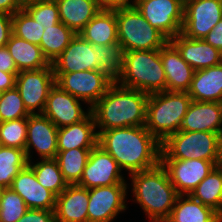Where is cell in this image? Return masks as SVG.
<instances>
[{
	"instance_id": "e575fe53",
	"label": "cell",
	"mask_w": 222,
	"mask_h": 222,
	"mask_svg": "<svg viewBox=\"0 0 222 222\" xmlns=\"http://www.w3.org/2000/svg\"><path fill=\"white\" fill-rule=\"evenodd\" d=\"M44 27L23 8L12 15V34L40 46Z\"/></svg>"
},
{
	"instance_id": "f1b7e54d",
	"label": "cell",
	"mask_w": 222,
	"mask_h": 222,
	"mask_svg": "<svg viewBox=\"0 0 222 222\" xmlns=\"http://www.w3.org/2000/svg\"><path fill=\"white\" fill-rule=\"evenodd\" d=\"M190 195L222 217V168L216 166Z\"/></svg>"
},
{
	"instance_id": "d6a6232c",
	"label": "cell",
	"mask_w": 222,
	"mask_h": 222,
	"mask_svg": "<svg viewBox=\"0 0 222 222\" xmlns=\"http://www.w3.org/2000/svg\"><path fill=\"white\" fill-rule=\"evenodd\" d=\"M98 51L97 71L112 83H118L123 68L124 51L120 43L95 45Z\"/></svg>"
},
{
	"instance_id": "5b68a950",
	"label": "cell",
	"mask_w": 222,
	"mask_h": 222,
	"mask_svg": "<svg viewBox=\"0 0 222 222\" xmlns=\"http://www.w3.org/2000/svg\"><path fill=\"white\" fill-rule=\"evenodd\" d=\"M191 102L187 92L163 91L149 94L146 129L162 143L169 135L180 130Z\"/></svg>"
},
{
	"instance_id": "8fae6325",
	"label": "cell",
	"mask_w": 222,
	"mask_h": 222,
	"mask_svg": "<svg viewBox=\"0 0 222 222\" xmlns=\"http://www.w3.org/2000/svg\"><path fill=\"white\" fill-rule=\"evenodd\" d=\"M56 84L63 90L84 101L90 108L113 84L97 70L71 73H54Z\"/></svg>"
},
{
	"instance_id": "d4e9b609",
	"label": "cell",
	"mask_w": 222,
	"mask_h": 222,
	"mask_svg": "<svg viewBox=\"0 0 222 222\" xmlns=\"http://www.w3.org/2000/svg\"><path fill=\"white\" fill-rule=\"evenodd\" d=\"M78 34L94 46L118 43L116 9H101Z\"/></svg>"
},
{
	"instance_id": "d6986e66",
	"label": "cell",
	"mask_w": 222,
	"mask_h": 222,
	"mask_svg": "<svg viewBox=\"0 0 222 222\" xmlns=\"http://www.w3.org/2000/svg\"><path fill=\"white\" fill-rule=\"evenodd\" d=\"M170 42L181 53L183 60L195 71L218 65L222 62V52L204 39L187 38L178 34Z\"/></svg>"
},
{
	"instance_id": "d590c367",
	"label": "cell",
	"mask_w": 222,
	"mask_h": 222,
	"mask_svg": "<svg viewBox=\"0 0 222 222\" xmlns=\"http://www.w3.org/2000/svg\"><path fill=\"white\" fill-rule=\"evenodd\" d=\"M23 8L44 28L60 22L55 0H25Z\"/></svg>"
},
{
	"instance_id": "4316f807",
	"label": "cell",
	"mask_w": 222,
	"mask_h": 222,
	"mask_svg": "<svg viewBox=\"0 0 222 222\" xmlns=\"http://www.w3.org/2000/svg\"><path fill=\"white\" fill-rule=\"evenodd\" d=\"M167 219L170 222H222L216 211L191 195H179Z\"/></svg>"
},
{
	"instance_id": "4fadbf2b",
	"label": "cell",
	"mask_w": 222,
	"mask_h": 222,
	"mask_svg": "<svg viewBox=\"0 0 222 222\" xmlns=\"http://www.w3.org/2000/svg\"><path fill=\"white\" fill-rule=\"evenodd\" d=\"M222 19V0H190L184 4L181 34L203 39Z\"/></svg>"
},
{
	"instance_id": "6da1fadb",
	"label": "cell",
	"mask_w": 222,
	"mask_h": 222,
	"mask_svg": "<svg viewBox=\"0 0 222 222\" xmlns=\"http://www.w3.org/2000/svg\"><path fill=\"white\" fill-rule=\"evenodd\" d=\"M98 145L109 153L123 172L152 169L161 161V142L145 126L97 131Z\"/></svg>"
},
{
	"instance_id": "816d5d0a",
	"label": "cell",
	"mask_w": 222,
	"mask_h": 222,
	"mask_svg": "<svg viewBox=\"0 0 222 222\" xmlns=\"http://www.w3.org/2000/svg\"><path fill=\"white\" fill-rule=\"evenodd\" d=\"M2 95H3V91L0 90V100L2 98Z\"/></svg>"
},
{
	"instance_id": "9c48e42d",
	"label": "cell",
	"mask_w": 222,
	"mask_h": 222,
	"mask_svg": "<svg viewBox=\"0 0 222 222\" xmlns=\"http://www.w3.org/2000/svg\"><path fill=\"white\" fill-rule=\"evenodd\" d=\"M127 184L88 189V222H114L128 206Z\"/></svg>"
},
{
	"instance_id": "c3c4849f",
	"label": "cell",
	"mask_w": 222,
	"mask_h": 222,
	"mask_svg": "<svg viewBox=\"0 0 222 222\" xmlns=\"http://www.w3.org/2000/svg\"><path fill=\"white\" fill-rule=\"evenodd\" d=\"M149 222H170L168 219H155V220H151Z\"/></svg>"
},
{
	"instance_id": "52a82bcc",
	"label": "cell",
	"mask_w": 222,
	"mask_h": 222,
	"mask_svg": "<svg viewBox=\"0 0 222 222\" xmlns=\"http://www.w3.org/2000/svg\"><path fill=\"white\" fill-rule=\"evenodd\" d=\"M161 159H201L220 162L219 133L179 130L161 143Z\"/></svg>"
},
{
	"instance_id": "277c9868",
	"label": "cell",
	"mask_w": 222,
	"mask_h": 222,
	"mask_svg": "<svg viewBox=\"0 0 222 222\" xmlns=\"http://www.w3.org/2000/svg\"><path fill=\"white\" fill-rule=\"evenodd\" d=\"M120 86L153 94L166 91L160 49L124 52Z\"/></svg>"
},
{
	"instance_id": "1f68e13d",
	"label": "cell",
	"mask_w": 222,
	"mask_h": 222,
	"mask_svg": "<svg viewBox=\"0 0 222 222\" xmlns=\"http://www.w3.org/2000/svg\"><path fill=\"white\" fill-rule=\"evenodd\" d=\"M36 159L29 161L28 165L33 169L37 181L46 189L58 196L67 186L58 162L55 158Z\"/></svg>"
},
{
	"instance_id": "8d00e7d4",
	"label": "cell",
	"mask_w": 222,
	"mask_h": 222,
	"mask_svg": "<svg viewBox=\"0 0 222 222\" xmlns=\"http://www.w3.org/2000/svg\"><path fill=\"white\" fill-rule=\"evenodd\" d=\"M27 117L0 122V145L25 150Z\"/></svg>"
},
{
	"instance_id": "7a4b0ae2",
	"label": "cell",
	"mask_w": 222,
	"mask_h": 222,
	"mask_svg": "<svg viewBox=\"0 0 222 222\" xmlns=\"http://www.w3.org/2000/svg\"><path fill=\"white\" fill-rule=\"evenodd\" d=\"M148 97L147 93L113 83L91 107L96 130L145 126Z\"/></svg>"
},
{
	"instance_id": "ee69618b",
	"label": "cell",
	"mask_w": 222,
	"mask_h": 222,
	"mask_svg": "<svg viewBox=\"0 0 222 222\" xmlns=\"http://www.w3.org/2000/svg\"><path fill=\"white\" fill-rule=\"evenodd\" d=\"M24 4L25 0H0V13L14 15L23 9Z\"/></svg>"
},
{
	"instance_id": "f5cc1de1",
	"label": "cell",
	"mask_w": 222,
	"mask_h": 222,
	"mask_svg": "<svg viewBox=\"0 0 222 222\" xmlns=\"http://www.w3.org/2000/svg\"><path fill=\"white\" fill-rule=\"evenodd\" d=\"M2 190H3V188L0 186V195H1V193H2Z\"/></svg>"
},
{
	"instance_id": "cb8c5ba5",
	"label": "cell",
	"mask_w": 222,
	"mask_h": 222,
	"mask_svg": "<svg viewBox=\"0 0 222 222\" xmlns=\"http://www.w3.org/2000/svg\"><path fill=\"white\" fill-rule=\"evenodd\" d=\"M187 93L192 101L222 103V62L195 71Z\"/></svg>"
},
{
	"instance_id": "f6af8a7d",
	"label": "cell",
	"mask_w": 222,
	"mask_h": 222,
	"mask_svg": "<svg viewBox=\"0 0 222 222\" xmlns=\"http://www.w3.org/2000/svg\"><path fill=\"white\" fill-rule=\"evenodd\" d=\"M16 75L0 70V90L6 91L15 87Z\"/></svg>"
},
{
	"instance_id": "83f0119b",
	"label": "cell",
	"mask_w": 222,
	"mask_h": 222,
	"mask_svg": "<svg viewBox=\"0 0 222 222\" xmlns=\"http://www.w3.org/2000/svg\"><path fill=\"white\" fill-rule=\"evenodd\" d=\"M18 71L37 70L50 65L39 45L30 43L11 34L5 45Z\"/></svg>"
},
{
	"instance_id": "3957f363",
	"label": "cell",
	"mask_w": 222,
	"mask_h": 222,
	"mask_svg": "<svg viewBox=\"0 0 222 222\" xmlns=\"http://www.w3.org/2000/svg\"><path fill=\"white\" fill-rule=\"evenodd\" d=\"M130 178V179H129ZM131 182H129V181ZM128 199L137 203L148 221L167 219L179 196L161 163L149 170L127 176Z\"/></svg>"
},
{
	"instance_id": "ffe728a7",
	"label": "cell",
	"mask_w": 222,
	"mask_h": 222,
	"mask_svg": "<svg viewBox=\"0 0 222 222\" xmlns=\"http://www.w3.org/2000/svg\"><path fill=\"white\" fill-rule=\"evenodd\" d=\"M160 56L166 75V91L187 92L195 70L170 41L160 48Z\"/></svg>"
},
{
	"instance_id": "9a60e30c",
	"label": "cell",
	"mask_w": 222,
	"mask_h": 222,
	"mask_svg": "<svg viewBox=\"0 0 222 222\" xmlns=\"http://www.w3.org/2000/svg\"><path fill=\"white\" fill-rule=\"evenodd\" d=\"M57 126L43 114H30L27 117V142L25 153L29 161L35 156L39 159L56 158Z\"/></svg>"
},
{
	"instance_id": "836d02e7",
	"label": "cell",
	"mask_w": 222,
	"mask_h": 222,
	"mask_svg": "<svg viewBox=\"0 0 222 222\" xmlns=\"http://www.w3.org/2000/svg\"><path fill=\"white\" fill-rule=\"evenodd\" d=\"M28 163L25 150L0 145V186L9 188Z\"/></svg>"
},
{
	"instance_id": "7c38bea8",
	"label": "cell",
	"mask_w": 222,
	"mask_h": 222,
	"mask_svg": "<svg viewBox=\"0 0 222 222\" xmlns=\"http://www.w3.org/2000/svg\"><path fill=\"white\" fill-rule=\"evenodd\" d=\"M125 175V176H124ZM126 174L116 160L98 144L90 151L80 187L91 189L100 186L127 184Z\"/></svg>"
},
{
	"instance_id": "f546056e",
	"label": "cell",
	"mask_w": 222,
	"mask_h": 222,
	"mask_svg": "<svg viewBox=\"0 0 222 222\" xmlns=\"http://www.w3.org/2000/svg\"><path fill=\"white\" fill-rule=\"evenodd\" d=\"M75 35L76 33L61 21L44 28L40 47L50 64L64 51Z\"/></svg>"
},
{
	"instance_id": "484cf974",
	"label": "cell",
	"mask_w": 222,
	"mask_h": 222,
	"mask_svg": "<svg viewBox=\"0 0 222 222\" xmlns=\"http://www.w3.org/2000/svg\"><path fill=\"white\" fill-rule=\"evenodd\" d=\"M60 21L78 34L102 9L96 0H55Z\"/></svg>"
},
{
	"instance_id": "7dc6e473",
	"label": "cell",
	"mask_w": 222,
	"mask_h": 222,
	"mask_svg": "<svg viewBox=\"0 0 222 222\" xmlns=\"http://www.w3.org/2000/svg\"><path fill=\"white\" fill-rule=\"evenodd\" d=\"M219 151L222 153V130L219 132Z\"/></svg>"
},
{
	"instance_id": "4dcf8cb0",
	"label": "cell",
	"mask_w": 222,
	"mask_h": 222,
	"mask_svg": "<svg viewBox=\"0 0 222 222\" xmlns=\"http://www.w3.org/2000/svg\"><path fill=\"white\" fill-rule=\"evenodd\" d=\"M92 148H76L58 151L56 160L68 185L78 184L82 178Z\"/></svg>"
},
{
	"instance_id": "bcb514c9",
	"label": "cell",
	"mask_w": 222,
	"mask_h": 222,
	"mask_svg": "<svg viewBox=\"0 0 222 222\" xmlns=\"http://www.w3.org/2000/svg\"><path fill=\"white\" fill-rule=\"evenodd\" d=\"M102 9H116L133 5L134 0H96Z\"/></svg>"
},
{
	"instance_id": "7bdbcfd3",
	"label": "cell",
	"mask_w": 222,
	"mask_h": 222,
	"mask_svg": "<svg viewBox=\"0 0 222 222\" xmlns=\"http://www.w3.org/2000/svg\"><path fill=\"white\" fill-rule=\"evenodd\" d=\"M203 39L222 52V19L219 20Z\"/></svg>"
},
{
	"instance_id": "f907efd6",
	"label": "cell",
	"mask_w": 222,
	"mask_h": 222,
	"mask_svg": "<svg viewBox=\"0 0 222 222\" xmlns=\"http://www.w3.org/2000/svg\"><path fill=\"white\" fill-rule=\"evenodd\" d=\"M183 4H185L186 2L190 1V0H180Z\"/></svg>"
},
{
	"instance_id": "2e32d148",
	"label": "cell",
	"mask_w": 222,
	"mask_h": 222,
	"mask_svg": "<svg viewBox=\"0 0 222 222\" xmlns=\"http://www.w3.org/2000/svg\"><path fill=\"white\" fill-rule=\"evenodd\" d=\"M160 163L166 169L179 195H190L198 184L220 164V162L201 159H161Z\"/></svg>"
},
{
	"instance_id": "5bb4252c",
	"label": "cell",
	"mask_w": 222,
	"mask_h": 222,
	"mask_svg": "<svg viewBox=\"0 0 222 222\" xmlns=\"http://www.w3.org/2000/svg\"><path fill=\"white\" fill-rule=\"evenodd\" d=\"M90 113L91 108L84 101L66 92L55 83L49 92L42 114L48 117L57 128H61L81 122Z\"/></svg>"
},
{
	"instance_id": "ab89813d",
	"label": "cell",
	"mask_w": 222,
	"mask_h": 222,
	"mask_svg": "<svg viewBox=\"0 0 222 222\" xmlns=\"http://www.w3.org/2000/svg\"><path fill=\"white\" fill-rule=\"evenodd\" d=\"M17 222H55V211L28 209Z\"/></svg>"
},
{
	"instance_id": "ba28073f",
	"label": "cell",
	"mask_w": 222,
	"mask_h": 222,
	"mask_svg": "<svg viewBox=\"0 0 222 222\" xmlns=\"http://www.w3.org/2000/svg\"><path fill=\"white\" fill-rule=\"evenodd\" d=\"M133 5L169 41L181 33L184 4L180 0H134Z\"/></svg>"
},
{
	"instance_id": "681fc988",
	"label": "cell",
	"mask_w": 222,
	"mask_h": 222,
	"mask_svg": "<svg viewBox=\"0 0 222 222\" xmlns=\"http://www.w3.org/2000/svg\"><path fill=\"white\" fill-rule=\"evenodd\" d=\"M219 166L222 168V153H220V164Z\"/></svg>"
},
{
	"instance_id": "8992f818",
	"label": "cell",
	"mask_w": 222,
	"mask_h": 222,
	"mask_svg": "<svg viewBox=\"0 0 222 222\" xmlns=\"http://www.w3.org/2000/svg\"><path fill=\"white\" fill-rule=\"evenodd\" d=\"M118 43L124 52L157 50L169 40L142 16L134 5L116 8Z\"/></svg>"
},
{
	"instance_id": "60d3db41",
	"label": "cell",
	"mask_w": 222,
	"mask_h": 222,
	"mask_svg": "<svg viewBox=\"0 0 222 222\" xmlns=\"http://www.w3.org/2000/svg\"><path fill=\"white\" fill-rule=\"evenodd\" d=\"M12 34V15L0 13V47H4Z\"/></svg>"
},
{
	"instance_id": "44dd1931",
	"label": "cell",
	"mask_w": 222,
	"mask_h": 222,
	"mask_svg": "<svg viewBox=\"0 0 222 222\" xmlns=\"http://www.w3.org/2000/svg\"><path fill=\"white\" fill-rule=\"evenodd\" d=\"M180 130L219 133L222 130V103L192 101Z\"/></svg>"
},
{
	"instance_id": "e0dca14e",
	"label": "cell",
	"mask_w": 222,
	"mask_h": 222,
	"mask_svg": "<svg viewBox=\"0 0 222 222\" xmlns=\"http://www.w3.org/2000/svg\"><path fill=\"white\" fill-rule=\"evenodd\" d=\"M98 51L79 34L70 41L64 51L51 63L54 73H71L97 70Z\"/></svg>"
},
{
	"instance_id": "ac0fdd59",
	"label": "cell",
	"mask_w": 222,
	"mask_h": 222,
	"mask_svg": "<svg viewBox=\"0 0 222 222\" xmlns=\"http://www.w3.org/2000/svg\"><path fill=\"white\" fill-rule=\"evenodd\" d=\"M10 188L23 198L29 209L55 210L56 195L37 181L29 165L16 175Z\"/></svg>"
},
{
	"instance_id": "f35d334b",
	"label": "cell",
	"mask_w": 222,
	"mask_h": 222,
	"mask_svg": "<svg viewBox=\"0 0 222 222\" xmlns=\"http://www.w3.org/2000/svg\"><path fill=\"white\" fill-rule=\"evenodd\" d=\"M29 115L16 87L3 92L0 100V122L26 118Z\"/></svg>"
},
{
	"instance_id": "74e56055",
	"label": "cell",
	"mask_w": 222,
	"mask_h": 222,
	"mask_svg": "<svg viewBox=\"0 0 222 222\" xmlns=\"http://www.w3.org/2000/svg\"><path fill=\"white\" fill-rule=\"evenodd\" d=\"M23 198L10 187L0 195V222H17L28 210Z\"/></svg>"
},
{
	"instance_id": "7402d4cb",
	"label": "cell",
	"mask_w": 222,
	"mask_h": 222,
	"mask_svg": "<svg viewBox=\"0 0 222 222\" xmlns=\"http://www.w3.org/2000/svg\"><path fill=\"white\" fill-rule=\"evenodd\" d=\"M88 189L68 185L56 196L55 222H88Z\"/></svg>"
},
{
	"instance_id": "b9f144b4",
	"label": "cell",
	"mask_w": 222,
	"mask_h": 222,
	"mask_svg": "<svg viewBox=\"0 0 222 222\" xmlns=\"http://www.w3.org/2000/svg\"><path fill=\"white\" fill-rule=\"evenodd\" d=\"M0 70L8 73H14L15 75L19 73L13 57L10 55L6 46L0 47Z\"/></svg>"
},
{
	"instance_id": "30bf717a",
	"label": "cell",
	"mask_w": 222,
	"mask_h": 222,
	"mask_svg": "<svg viewBox=\"0 0 222 222\" xmlns=\"http://www.w3.org/2000/svg\"><path fill=\"white\" fill-rule=\"evenodd\" d=\"M56 83L52 64L37 70H23L16 75L18 89L27 111L42 114L51 88Z\"/></svg>"
},
{
	"instance_id": "603a6c76",
	"label": "cell",
	"mask_w": 222,
	"mask_h": 222,
	"mask_svg": "<svg viewBox=\"0 0 222 222\" xmlns=\"http://www.w3.org/2000/svg\"><path fill=\"white\" fill-rule=\"evenodd\" d=\"M97 144L98 133L92 113L81 122L58 128V151L73 148H94Z\"/></svg>"
}]
</instances>
